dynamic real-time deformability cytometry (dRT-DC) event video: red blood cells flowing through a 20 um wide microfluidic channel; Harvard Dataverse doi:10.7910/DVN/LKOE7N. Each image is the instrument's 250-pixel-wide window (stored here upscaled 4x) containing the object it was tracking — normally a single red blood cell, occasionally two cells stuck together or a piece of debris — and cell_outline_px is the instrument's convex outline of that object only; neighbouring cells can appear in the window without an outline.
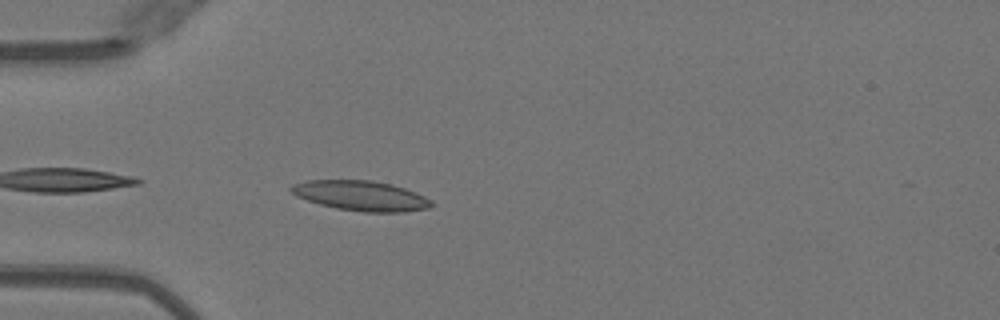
{"species": "Egyptian fruit bat (a non-hibernating species)", "species_latin": "Rousettus aegyptiacus", "temperature_condition": "warm", "stored_images_in_passage": 24, "camera_frame_rate_fps": 3000, "um_per_image_px": 0.085, "animal": {"sex": "female"}, "frame": {"image": 1, "passage_image": 2, "time_ms": 0.333, "image_size_px": [1000, 320], "cell_outline_px": [[436, 204], [428, 208], [400, 212], [364, 212], [336, 208], [320, 204], [296, 196], [288, 188], [292, 184], [308, 180], [372, 180], [392, 184], [416, 192], [432, 200]], "centroid_in_image_um": [30.69, 16.63], "position_along_channel_um": 54.3, "area_um2": 24.57}}
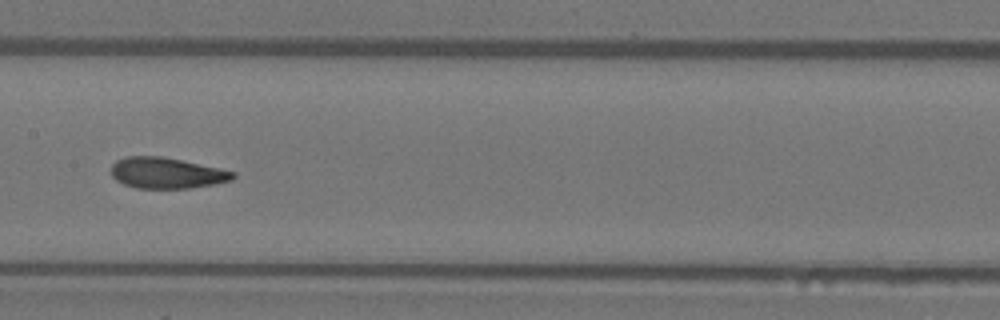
{"frame": {"image": 2, "passage_image": 13, "time_ms": 4.0, "image_size_px": [1000, 320], "cell_outline_px": [[236, 176], [232, 180], [216, 184], [188, 188], [136, 188], [124, 184], [116, 180], [112, 176], [112, 164], [116, 160], [128, 156], [160, 156], [220, 168], [236, 172]], "centroid_in_image_um": [14.18, 14.71], "position_along_channel_um": 193.2, "area_um2": 21.91}}
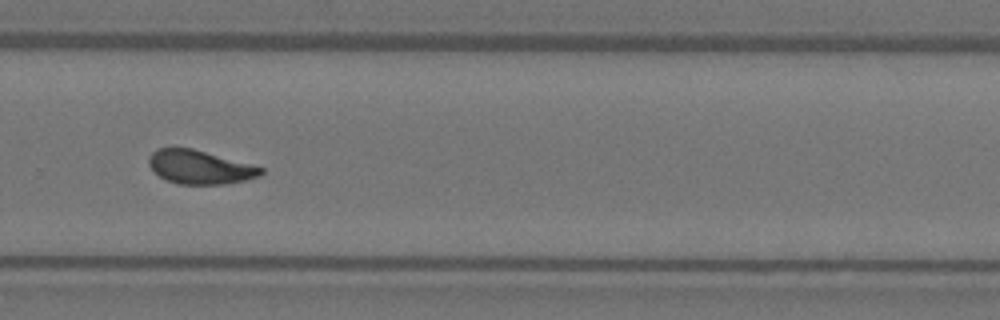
{"frame": {"image": 3, "passage_image": 22, "time_ms": 7.0, "image_size_px": [1000, 320], "cell_outline_px": [[264, 172], [260, 176], [244, 180], [224, 184], [180, 184], [168, 180], [160, 176], [148, 164], [148, 156], [156, 148], [192, 148], [252, 164], [264, 168]], "centroid_in_image_um": [17.0, 14.19], "position_along_channel_um": 312.8, "area_um2": 21.91}}